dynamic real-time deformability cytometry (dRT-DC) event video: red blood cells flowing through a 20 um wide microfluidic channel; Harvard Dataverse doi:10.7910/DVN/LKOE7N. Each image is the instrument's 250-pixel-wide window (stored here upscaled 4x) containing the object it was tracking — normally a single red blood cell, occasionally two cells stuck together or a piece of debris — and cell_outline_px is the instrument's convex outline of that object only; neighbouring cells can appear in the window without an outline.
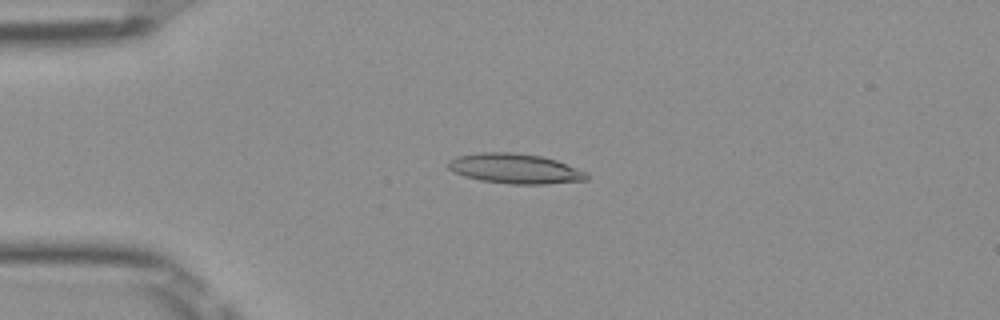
{"species": "Egyptian fruit bat (a non-hibernating species)", "species_latin": "Rousettus aegyptiacus", "temperature_condition": "room temperature", "stored_images_in_passage": 7, "camera_frame_rate_fps": 3000, "um_per_image_px": 0.085, "frame": {"image": 1, "passage_image": 5, "time_ms": 1.333, "image_size_px": [1000, 320], "cell_outline_px": [[588, 180], [544, 184], [512, 184], [480, 180], [464, 176], [448, 168], [448, 160], [456, 156], [480, 152], [512, 152], [540, 156], [556, 160], [588, 172]], "centroid_in_image_um": [43.78, 14.33], "position_along_channel_um": 41.2, "area_um2": 24.16}}